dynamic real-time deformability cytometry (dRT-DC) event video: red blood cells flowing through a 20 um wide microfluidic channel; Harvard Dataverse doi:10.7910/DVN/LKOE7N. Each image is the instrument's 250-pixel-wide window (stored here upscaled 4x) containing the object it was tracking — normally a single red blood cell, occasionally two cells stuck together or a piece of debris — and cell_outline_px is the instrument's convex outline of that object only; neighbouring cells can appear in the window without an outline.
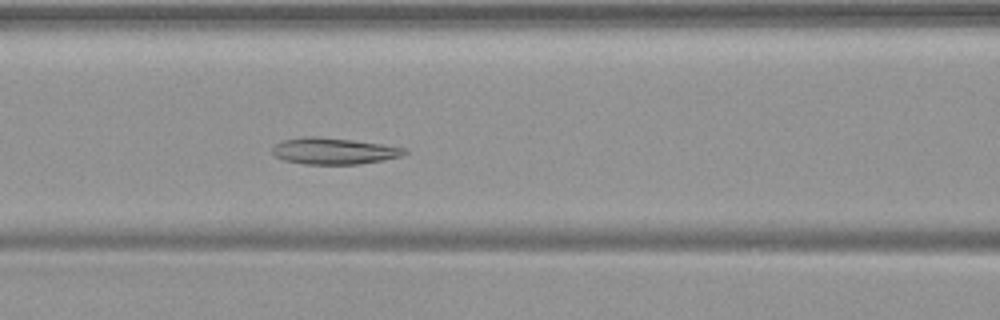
{"species": "common noctule bat (a hibernating species)", "species_latin": "Nyctalus noctula", "temperature_condition": "warm", "stored_images_in_passage": 51, "camera_frame_rate_fps": 3000, "um_per_image_px": 0.085, "animal": {"sex": "female", "body_mass_g": 19.9}, "frame": {"image": 1, "passage_image": 22, "time_ms": 7.0, "image_size_px": [1000, 320], "cell_outline_px": [[408, 152], [400, 156], [384, 160], [356, 164], [304, 164], [284, 160], [276, 156], [272, 152], [272, 148], [276, 144], [284, 140], [304, 136], [320, 136], [384, 144], [404, 148]], "centroid_in_image_um": [28.37, 12.83], "position_along_channel_um": 138.2, "area_um2": 20.29}}
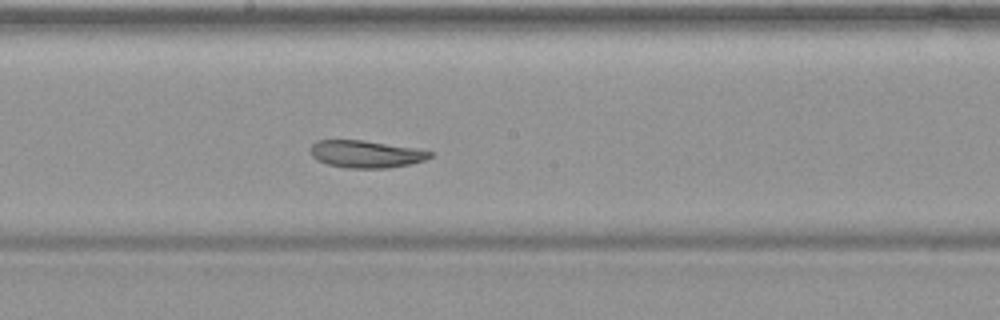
{"frame": {"image": 2, "passage_image": 28, "time_ms": 9.0, "image_size_px": [1000, 320], "cell_outline_px": [[436, 152], [432, 156], [424, 160], [408, 164], [388, 168], [344, 168], [328, 164], [316, 160], [312, 156], [308, 148], [316, 140], [364, 140]], "centroid_in_image_um": [31.05, 13.09], "position_along_channel_um": 217.1, "area_um2": 19.07}}
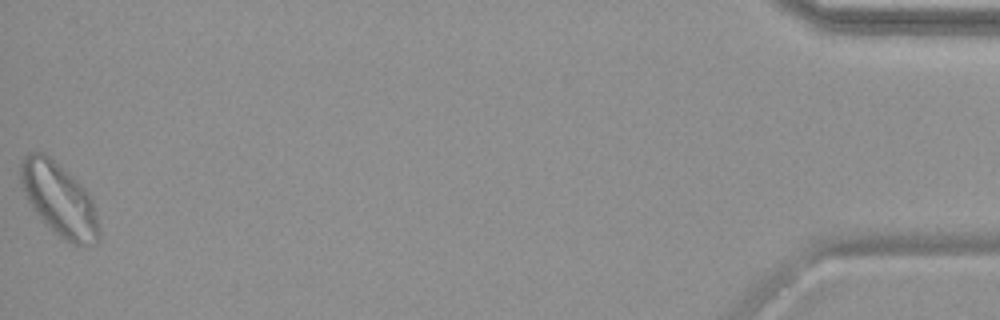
{"frame": {"image": 3, "passage_image": 51, "time_ms": 16.667, "image_size_px": [1000, 320], "cell_outline_px": [[100, 240], [96, 244], [72, 244], [60, 236], [40, 220], [28, 200], [24, 192], [20, 180], [20, 164], [24, 156], [28, 152], [44, 152], [72, 176], [88, 192], [92, 200], [100, 228]], "centroid_in_image_um": [5.03, 16.96], "position_along_channel_um": 430.2, "area_um2": 33.18}}